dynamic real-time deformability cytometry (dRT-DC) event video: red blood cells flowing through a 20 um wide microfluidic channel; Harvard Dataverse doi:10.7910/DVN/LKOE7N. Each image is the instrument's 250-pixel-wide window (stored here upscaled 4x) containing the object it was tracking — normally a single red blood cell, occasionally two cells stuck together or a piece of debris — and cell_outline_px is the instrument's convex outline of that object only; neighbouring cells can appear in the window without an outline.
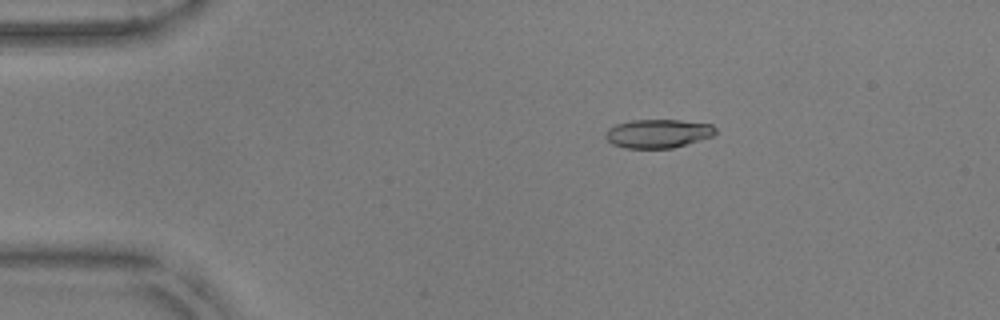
{"species": "common noctule bat (a hibernating species)", "species_latin": "Nyctalus noctula", "temperature_condition": "warm", "stored_images_in_passage": 53, "camera_frame_rate_fps": 3000, "um_per_image_px": 0.085, "animal": {"sex": "male", "body_mass_g": 17.9, "forearm_length_mm": 54.2}, "frame": {"image": 1, "passage_image": 10, "time_ms": 3.0, "image_size_px": [1000, 320], "cell_outline_px": [[716, 132], [712, 136], [700, 140], [672, 148], [624, 148], [612, 144], [604, 136], [608, 128], [616, 124], [632, 120], [680, 120], [712, 124], [716, 128]], "centroid_in_image_um": [55.92, 11.35], "position_along_channel_um": 29.1, "area_um2": 18.38}}
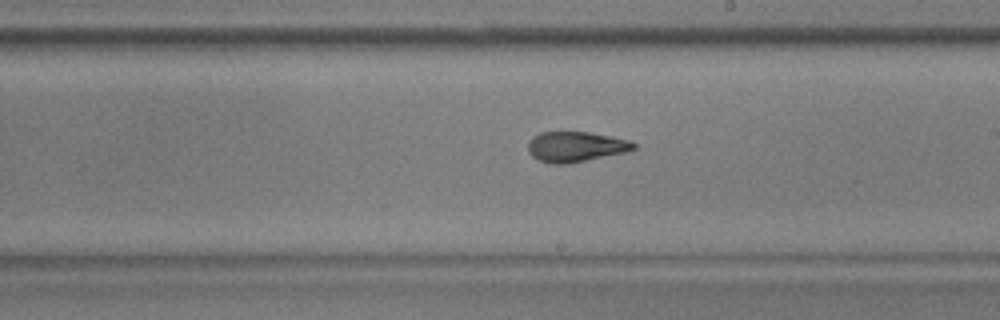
{"frame": {"image": 2, "passage_image": 31, "time_ms": 10.0, "image_size_px": [1000, 320], "cell_outline_px": [[636, 148], [628, 152], [568, 164], [548, 164], [532, 156], [528, 152], [528, 140], [532, 136], [540, 132], [588, 132], [612, 136], [628, 140], [636, 144]], "centroid_in_image_um": [48.92, 12.47], "position_along_channel_um": 240.1, "area_um2": 18.9}}
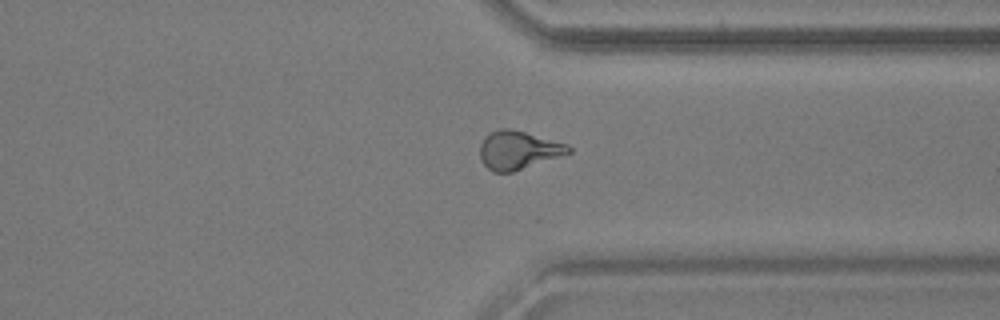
{"frame": {"image": 3, "passage_image": 41, "time_ms": 13.333, "image_size_px": [1000, 320], "cell_outline_px": [[572, 152], [512, 172], [492, 172], [480, 160], [480, 144], [484, 136], [488, 132], [500, 128], [508, 128], [524, 132], [568, 144], [572, 148]], "centroid_in_image_um": [44.02, 12.75], "position_along_channel_um": 367.4, "area_um2": 19.77}, "authors_computed_cell_mechanics": {"area_um2": 18.9006, "velocity_mm_per_s": 3.8267, "shape_relaxation_time_tau1_ms": 7.2753, "shape_relaxation_time_tau2_ms": 1.8089, "deformation_change_tau1": 0.2424, "deformation_change_tau2": 0.0905}}